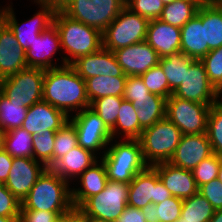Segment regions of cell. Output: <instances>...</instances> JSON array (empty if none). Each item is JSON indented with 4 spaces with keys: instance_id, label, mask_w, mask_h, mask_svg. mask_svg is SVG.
I'll list each match as a JSON object with an SVG mask.
<instances>
[{
    "instance_id": "obj_52",
    "label": "cell",
    "mask_w": 222,
    "mask_h": 222,
    "mask_svg": "<svg viewBox=\"0 0 222 222\" xmlns=\"http://www.w3.org/2000/svg\"><path fill=\"white\" fill-rule=\"evenodd\" d=\"M68 0H34L36 5L53 6L56 10H60Z\"/></svg>"
},
{
    "instance_id": "obj_8",
    "label": "cell",
    "mask_w": 222,
    "mask_h": 222,
    "mask_svg": "<svg viewBox=\"0 0 222 222\" xmlns=\"http://www.w3.org/2000/svg\"><path fill=\"white\" fill-rule=\"evenodd\" d=\"M45 70L26 68L1 79V93L10 102L23 104L27 108L43 100Z\"/></svg>"
},
{
    "instance_id": "obj_43",
    "label": "cell",
    "mask_w": 222,
    "mask_h": 222,
    "mask_svg": "<svg viewBox=\"0 0 222 222\" xmlns=\"http://www.w3.org/2000/svg\"><path fill=\"white\" fill-rule=\"evenodd\" d=\"M222 162V157L213 153L208 158L202 160L193 170V177L198 188L211 180L217 179L218 170Z\"/></svg>"
},
{
    "instance_id": "obj_44",
    "label": "cell",
    "mask_w": 222,
    "mask_h": 222,
    "mask_svg": "<svg viewBox=\"0 0 222 222\" xmlns=\"http://www.w3.org/2000/svg\"><path fill=\"white\" fill-rule=\"evenodd\" d=\"M125 3L131 11L148 20L158 19L164 8L161 0H126Z\"/></svg>"
},
{
    "instance_id": "obj_31",
    "label": "cell",
    "mask_w": 222,
    "mask_h": 222,
    "mask_svg": "<svg viewBox=\"0 0 222 222\" xmlns=\"http://www.w3.org/2000/svg\"><path fill=\"white\" fill-rule=\"evenodd\" d=\"M201 4L199 0H174L164 5L158 19L170 25L182 28L196 15Z\"/></svg>"
},
{
    "instance_id": "obj_12",
    "label": "cell",
    "mask_w": 222,
    "mask_h": 222,
    "mask_svg": "<svg viewBox=\"0 0 222 222\" xmlns=\"http://www.w3.org/2000/svg\"><path fill=\"white\" fill-rule=\"evenodd\" d=\"M172 95L200 104L214 105L222 99V95L210 83L204 64L195 60L187 70L179 87Z\"/></svg>"
},
{
    "instance_id": "obj_13",
    "label": "cell",
    "mask_w": 222,
    "mask_h": 222,
    "mask_svg": "<svg viewBox=\"0 0 222 222\" xmlns=\"http://www.w3.org/2000/svg\"><path fill=\"white\" fill-rule=\"evenodd\" d=\"M170 197L172 195L160 180L157 171L148 166L129 183L127 205L142 209L147 204H158Z\"/></svg>"
},
{
    "instance_id": "obj_41",
    "label": "cell",
    "mask_w": 222,
    "mask_h": 222,
    "mask_svg": "<svg viewBox=\"0 0 222 222\" xmlns=\"http://www.w3.org/2000/svg\"><path fill=\"white\" fill-rule=\"evenodd\" d=\"M140 77L150 93L162 96L166 99L170 97L168 79L159 64L157 66L151 67Z\"/></svg>"
},
{
    "instance_id": "obj_37",
    "label": "cell",
    "mask_w": 222,
    "mask_h": 222,
    "mask_svg": "<svg viewBox=\"0 0 222 222\" xmlns=\"http://www.w3.org/2000/svg\"><path fill=\"white\" fill-rule=\"evenodd\" d=\"M54 142L52 165L78 146L76 128L70 120L56 131Z\"/></svg>"
},
{
    "instance_id": "obj_59",
    "label": "cell",
    "mask_w": 222,
    "mask_h": 222,
    "mask_svg": "<svg viewBox=\"0 0 222 222\" xmlns=\"http://www.w3.org/2000/svg\"><path fill=\"white\" fill-rule=\"evenodd\" d=\"M217 179L222 183V162H221L219 170H218V177H217Z\"/></svg>"
},
{
    "instance_id": "obj_61",
    "label": "cell",
    "mask_w": 222,
    "mask_h": 222,
    "mask_svg": "<svg viewBox=\"0 0 222 222\" xmlns=\"http://www.w3.org/2000/svg\"><path fill=\"white\" fill-rule=\"evenodd\" d=\"M201 3H212L214 0H199Z\"/></svg>"
},
{
    "instance_id": "obj_1",
    "label": "cell",
    "mask_w": 222,
    "mask_h": 222,
    "mask_svg": "<svg viewBox=\"0 0 222 222\" xmlns=\"http://www.w3.org/2000/svg\"><path fill=\"white\" fill-rule=\"evenodd\" d=\"M43 101L63 111L68 117L90 107L86 82L71 65L45 70ZM71 113V114H70Z\"/></svg>"
},
{
    "instance_id": "obj_19",
    "label": "cell",
    "mask_w": 222,
    "mask_h": 222,
    "mask_svg": "<svg viewBox=\"0 0 222 222\" xmlns=\"http://www.w3.org/2000/svg\"><path fill=\"white\" fill-rule=\"evenodd\" d=\"M71 66L84 80L95 76H127L118 64L113 51L101 48L99 51L82 56L75 60Z\"/></svg>"
},
{
    "instance_id": "obj_14",
    "label": "cell",
    "mask_w": 222,
    "mask_h": 222,
    "mask_svg": "<svg viewBox=\"0 0 222 222\" xmlns=\"http://www.w3.org/2000/svg\"><path fill=\"white\" fill-rule=\"evenodd\" d=\"M7 13V25L12 30L19 46L26 52L35 39L50 26L53 25L56 9L53 6H38L40 9L34 13L32 18L23 21L21 24L15 17L13 3H10ZM26 25V26H25Z\"/></svg>"
},
{
    "instance_id": "obj_58",
    "label": "cell",
    "mask_w": 222,
    "mask_h": 222,
    "mask_svg": "<svg viewBox=\"0 0 222 222\" xmlns=\"http://www.w3.org/2000/svg\"><path fill=\"white\" fill-rule=\"evenodd\" d=\"M212 3L222 10V0H214Z\"/></svg>"
},
{
    "instance_id": "obj_55",
    "label": "cell",
    "mask_w": 222,
    "mask_h": 222,
    "mask_svg": "<svg viewBox=\"0 0 222 222\" xmlns=\"http://www.w3.org/2000/svg\"><path fill=\"white\" fill-rule=\"evenodd\" d=\"M209 222H222V209L215 210Z\"/></svg>"
},
{
    "instance_id": "obj_50",
    "label": "cell",
    "mask_w": 222,
    "mask_h": 222,
    "mask_svg": "<svg viewBox=\"0 0 222 222\" xmlns=\"http://www.w3.org/2000/svg\"><path fill=\"white\" fill-rule=\"evenodd\" d=\"M13 157L5 150L0 151V184H5L12 167Z\"/></svg>"
},
{
    "instance_id": "obj_27",
    "label": "cell",
    "mask_w": 222,
    "mask_h": 222,
    "mask_svg": "<svg viewBox=\"0 0 222 222\" xmlns=\"http://www.w3.org/2000/svg\"><path fill=\"white\" fill-rule=\"evenodd\" d=\"M196 15L202 20L205 45L210 50L222 46V10L213 3H202Z\"/></svg>"
},
{
    "instance_id": "obj_46",
    "label": "cell",
    "mask_w": 222,
    "mask_h": 222,
    "mask_svg": "<svg viewBox=\"0 0 222 222\" xmlns=\"http://www.w3.org/2000/svg\"><path fill=\"white\" fill-rule=\"evenodd\" d=\"M150 91L144 84L140 76H127L123 99L126 101H134L137 99L148 98Z\"/></svg>"
},
{
    "instance_id": "obj_29",
    "label": "cell",
    "mask_w": 222,
    "mask_h": 222,
    "mask_svg": "<svg viewBox=\"0 0 222 222\" xmlns=\"http://www.w3.org/2000/svg\"><path fill=\"white\" fill-rule=\"evenodd\" d=\"M127 76H95L85 80L86 94L90 104L101 97H122L125 89Z\"/></svg>"
},
{
    "instance_id": "obj_15",
    "label": "cell",
    "mask_w": 222,
    "mask_h": 222,
    "mask_svg": "<svg viewBox=\"0 0 222 222\" xmlns=\"http://www.w3.org/2000/svg\"><path fill=\"white\" fill-rule=\"evenodd\" d=\"M46 169L44 164L33 158L15 157L4 185L22 202Z\"/></svg>"
},
{
    "instance_id": "obj_2",
    "label": "cell",
    "mask_w": 222,
    "mask_h": 222,
    "mask_svg": "<svg viewBox=\"0 0 222 222\" xmlns=\"http://www.w3.org/2000/svg\"><path fill=\"white\" fill-rule=\"evenodd\" d=\"M53 24L58 30L64 54L61 60L56 58L62 62V66L71 65L78 58L95 53L103 47L100 30L70 18L61 10L56 11Z\"/></svg>"
},
{
    "instance_id": "obj_47",
    "label": "cell",
    "mask_w": 222,
    "mask_h": 222,
    "mask_svg": "<svg viewBox=\"0 0 222 222\" xmlns=\"http://www.w3.org/2000/svg\"><path fill=\"white\" fill-rule=\"evenodd\" d=\"M215 210L222 209V183L218 179L211 180L198 188Z\"/></svg>"
},
{
    "instance_id": "obj_36",
    "label": "cell",
    "mask_w": 222,
    "mask_h": 222,
    "mask_svg": "<svg viewBox=\"0 0 222 222\" xmlns=\"http://www.w3.org/2000/svg\"><path fill=\"white\" fill-rule=\"evenodd\" d=\"M28 108L23 104L10 102L0 94V128L5 132L20 128L25 120Z\"/></svg>"
},
{
    "instance_id": "obj_5",
    "label": "cell",
    "mask_w": 222,
    "mask_h": 222,
    "mask_svg": "<svg viewBox=\"0 0 222 222\" xmlns=\"http://www.w3.org/2000/svg\"><path fill=\"white\" fill-rule=\"evenodd\" d=\"M182 132L166 117L143 129L139 141L148 166L169 162L175 153Z\"/></svg>"
},
{
    "instance_id": "obj_35",
    "label": "cell",
    "mask_w": 222,
    "mask_h": 222,
    "mask_svg": "<svg viewBox=\"0 0 222 222\" xmlns=\"http://www.w3.org/2000/svg\"><path fill=\"white\" fill-rule=\"evenodd\" d=\"M4 150L13 158H33V135L22 127L7 131Z\"/></svg>"
},
{
    "instance_id": "obj_28",
    "label": "cell",
    "mask_w": 222,
    "mask_h": 222,
    "mask_svg": "<svg viewBox=\"0 0 222 222\" xmlns=\"http://www.w3.org/2000/svg\"><path fill=\"white\" fill-rule=\"evenodd\" d=\"M118 112L115 126L111 129L112 139H139L143 128L132 102L123 100Z\"/></svg>"
},
{
    "instance_id": "obj_57",
    "label": "cell",
    "mask_w": 222,
    "mask_h": 222,
    "mask_svg": "<svg viewBox=\"0 0 222 222\" xmlns=\"http://www.w3.org/2000/svg\"><path fill=\"white\" fill-rule=\"evenodd\" d=\"M6 132L0 128V151L4 150Z\"/></svg>"
},
{
    "instance_id": "obj_22",
    "label": "cell",
    "mask_w": 222,
    "mask_h": 222,
    "mask_svg": "<svg viewBox=\"0 0 222 222\" xmlns=\"http://www.w3.org/2000/svg\"><path fill=\"white\" fill-rule=\"evenodd\" d=\"M146 42L160 58L181 52V30L160 19L149 20Z\"/></svg>"
},
{
    "instance_id": "obj_16",
    "label": "cell",
    "mask_w": 222,
    "mask_h": 222,
    "mask_svg": "<svg viewBox=\"0 0 222 222\" xmlns=\"http://www.w3.org/2000/svg\"><path fill=\"white\" fill-rule=\"evenodd\" d=\"M60 49V36L57 28L53 24L47 30L43 31L26 51L27 66L29 68H39L43 70L61 67L62 65L56 63L54 58L57 51H62Z\"/></svg>"
},
{
    "instance_id": "obj_51",
    "label": "cell",
    "mask_w": 222,
    "mask_h": 222,
    "mask_svg": "<svg viewBox=\"0 0 222 222\" xmlns=\"http://www.w3.org/2000/svg\"><path fill=\"white\" fill-rule=\"evenodd\" d=\"M57 222H81V210L74 208L69 214L61 216Z\"/></svg>"
},
{
    "instance_id": "obj_42",
    "label": "cell",
    "mask_w": 222,
    "mask_h": 222,
    "mask_svg": "<svg viewBox=\"0 0 222 222\" xmlns=\"http://www.w3.org/2000/svg\"><path fill=\"white\" fill-rule=\"evenodd\" d=\"M200 61L204 64L210 83L222 95V46L211 50Z\"/></svg>"
},
{
    "instance_id": "obj_3",
    "label": "cell",
    "mask_w": 222,
    "mask_h": 222,
    "mask_svg": "<svg viewBox=\"0 0 222 222\" xmlns=\"http://www.w3.org/2000/svg\"><path fill=\"white\" fill-rule=\"evenodd\" d=\"M71 184L47 168L21 202L20 210L73 211Z\"/></svg>"
},
{
    "instance_id": "obj_21",
    "label": "cell",
    "mask_w": 222,
    "mask_h": 222,
    "mask_svg": "<svg viewBox=\"0 0 222 222\" xmlns=\"http://www.w3.org/2000/svg\"><path fill=\"white\" fill-rule=\"evenodd\" d=\"M152 167L157 171L160 180L172 196L184 200L198 193L192 170L174 166L169 162L159 163Z\"/></svg>"
},
{
    "instance_id": "obj_4",
    "label": "cell",
    "mask_w": 222,
    "mask_h": 222,
    "mask_svg": "<svg viewBox=\"0 0 222 222\" xmlns=\"http://www.w3.org/2000/svg\"><path fill=\"white\" fill-rule=\"evenodd\" d=\"M100 159L105 166L108 180L126 184L148 167L139 139H112Z\"/></svg>"
},
{
    "instance_id": "obj_20",
    "label": "cell",
    "mask_w": 222,
    "mask_h": 222,
    "mask_svg": "<svg viewBox=\"0 0 222 222\" xmlns=\"http://www.w3.org/2000/svg\"><path fill=\"white\" fill-rule=\"evenodd\" d=\"M68 120L69 117L63 111L42 100L28 108L21 127L31 135H37L46 130L56 132Z\"/></svg>"
},
{
    "instance_id": "obj_25",
    "label": "cell",
    "mask_w": 222,
    "mask_h": 222,
    "mask_svg": "<svg viewBox=\"0 0 222 222\" xmlns=\"http://www.w3.org/2000/svg\"><path fill=\"white\" fill-rule=\"evenodd\" d=\"M98 156L89 150L77 146L65 156L58 159L50 169L65 179L68 183L75 184L76 180L86 169L98 160ZM73 180V181H72Z\"/></svg>"
},
{
    "instance_id": "obj_56",
    "label": "cell",
    "mask_w": 222,
    "mask_h": 222,
    "mask_svg": "<svg viewBox=\"0 0 222 222\" xmlns=\"http://www.w3.org/2000/svg\"><path fill=\"white\" fill-rule=\"evenodd\" d=\"M0 222H19V216H0Z\"/></svg>"
},
{
    "instance_id": "obj_33",
    "label": "cell",
    "mask_w": 222,
    "mask_h": 222,
    "mask_svg": "<svg viewBox=\"0 0 222 222\" xmlns=\"http://www.w3.org/2000/svg\"><path fill=\"white\" fill-rule=\"evenodd\" d=\"M214 212L208 200L197 193L183 200L181 215L175 222H209Z\"/></svg>"
},
{
    "instance_id": "obj_48",
    "label": "cell",
    "mask_w": 222,
    "mask_h": 222,
    "mask_svg": "<svg viewBox=\"0 0 222 222\" xmlns=\"http://www.w3.org/2000/svg\"><path fill=\"white\" fill-rule=\"evenodd\" d=\"M70 212H50L41 210H20L19 222H57Z\"/></svg>"
},
{
    "instance_id": "obj_40",
    "label": "cell",
    "mask_w": 222,
    "mask_h": 222,
    "mask_svg": "<svg viewBox=\"0 0 222 222\" xmlns=\"http://www.w3.org/2000/svg\"><path fill=\"white\" fill-rule=\"evenodd\" d=\"M55 131L46 130L33 135V159L41 162L47 168L52 166Z\"/></svg>"
},
{
    "instance_id": "obj_38",
    "label": "cell",
    "mask_w": 222,
    "mask_h": 222,
    "mask_svg": "<svg viewBox=\"0 0 222 222\" xmlns=\"http://www.w3.org/2000/svg\"><path fill=\"white\" fill-rule=\"evenodd\" d=\"M206 133L212 152L222 157V99L211 106Z\"/></svg>"
},
{
    "instance_id": "obj_53",
    "label": "cell",
    "mask_w": 222,
    "mask_h": 222,
    "mask_svg": "<svg viewBox=\"0 0 222 222\" xmlns=\"http://www.w3.org/2000/svg\"><path fill=\"white\" fill-rule=\"evenodd\" d=\"M9 5H10V2L3 7L0 6V32L7 24V13L9 10Z\"/></svg>"
},
{
    "instance_id": "obj_18",
    "label": "cell",
    "mask_w": 222,
    "mask_h": 222,
    "mask_svg": "<svg viewBox=\"0 0 222 222\" xmlns=\"http://www.w3.org/2000/svg\"><path fill=\"white\" fill-rule=\"evenodd\" d=\"M213 154L207 133L183 134L169 163L193 170L202 160Z\"/></svg>"
},
{
    "instance_id": "obj_6",
    "label": "cell",
    "mask_w": 222,
    "mask_h": 222,
    "mask_svg": "<svg viewBox=\"0 0 222 222\" xmlns=\"http://www.w3.org/2000/svg\"><path fill=\"white\" fill-rule=\"evenodd\" d=\"M149 20L126 6L102 32L103 48L115 51L146 41Z\"/></svg>"
},
{
    "instance_id": "obj_17",
    "label": "cell",
    "mask_w": 222,
    "mask_h": 222,
    "mask_svg": "<svg viewBox=\"0 0 222 222\" xmlns=\"http://www.w3.org/2000/svg\"><path fill=\"white\" fill-rule=\"evenodd\" d=\"M114 54L127 76H141L151 67L157 66L160 59L146 41L117 49Z\"/></svg>"
},
{
    "instance_id": "obj_30",
    "label": "cell",
    "mask_w": 222,
    "mask_h": 222,
    "mask_svg": "<svg viewBox=\"0 0 222 222\" xmlns=\"http://www.w3.org/2000/svg\"><path fill=\"white\" fill-rule=\"evenodd\" d=\"M132 104L136 108L138 122L143 129L165 118L166 98L162 96L149 93L148 98L134 100Z\"/></svg>"
},
{
    "instance_id": "obj_7",
    "label": "cell",
    "mask_w": 222,
    "mask_h": 222,
    "mask_svg": "<svg viewBox=\"0 0 222 222\" xmlns=\"http://www.w3.org/2000/svg\"><path fill=\"white\" fill-rule=\"evenodd\" d=\"M126 0H68L60 9L70 18L103 32L126 6Z\"/></svg>"
},
{
    "instance_id": "obj_23",
    "label": "cell",
    "mask_w": 222,
    "mask_h": 222,
    "mask_svg": "<svg viewBox=\"0 0 222 222\" xmlns=\"http://www.w3.org/2000/svg\"><path fill=\"white\" fill-rule=\"evenodd\" d=\"M76 181L78 182L76 184L80 185H77L78 188H76L75 184V187L71 188V197L74 208H79L88 198L105 189L108 178L103 161L101 159L97 160Z\"/></svg>"
},
{
    "instance_id": "obj_60",
    "label": "cell",
    "mask_w": 222,
    "mask_h": 222,
    "mask_svg": "<svg viewBox=\"0 0 222 222\" xmlns=\"http://www.w3.org/2000/svg\"><path fill=\"white\" fill-rule=\"evenodd\" d=\"M161 1L163 2L164 5H166L173 2L174 0H161Z\"/></svg>"
},
{
    "instance_id": "obj_11",
    "label": "cell",
    "mask_w": 222,
    "mask_h": 222,
    "mask_svg": "<svg viewBox=\"0 0 222 222\" xmlns=\"http://www.w3.org/2000/svg\"><path fill=\"white\" fill-rule=\"evenodd\" d=\"M210 105L180 99L171 95L166 99L165 117L179 128L182 134H201L207 131Z\"/></svg>"
},
{
    "instance_id": "obj_49",
    "label": "cell",
    "mask_w": 222,
    "mask_h": 222,
    "mask_svg": "<svg viewBox=\"0 0 222 222\" xmlns=\"http://www.w3.org/2000/svg\"><path fill=\"white\" fill-rule=\"evenodd\" d=\"M114 222H147L142 209L128 206L125 208L123 213Z\"/></svg>"
},
{
    "instance_id": "obj_26",
    "label": "cell",
    "mask_w": 222,
    "mask_h": 222,
    "mask_svg": "<svg viewBox=\"0 0 222 222\" xmlns=\"http://www.w3.org/2000/svg\"><path fill=\"white\" fill-rule=\"evenodd\" d=\"M181 30V52L195 60H201L211 50L205 45L202 20L195 15Z\"/></svg>"
},
{
    "instance_id": "obj_10",
    "label": "cell",
    "mask_w": 222,
    "mask_h": 222,
    "mask_svg": "<svg viewBox=\"0 0 222 222\" xmlns=\"http://www.w3.org/2000/svg\"><path fill=\"white\" fill-rule=\"evenodd\" d=\"M69 120L76 128L78 145L101 158L112 140V133L99 115L88 107L70 116Z\"/></svg>"
},
{
    "instance_id": "obj_32",
    "label": "cell",
    "mask_w": 222,
    "mask_h": 222,
    "mask_svg": "<svg viewBox=\"0 0 222 222\" xmlns=\"http://www.w3.org/2000/svg\"><path fill=\"white\" fill-rule=\"evenodd\" d=\"M195 61L182 52L167 55L159 59V65L168 79L170 96L180 86L185 76V70Z\"/></svg>"
},
{
    "instance_id": "obj_34",
    "label": "cell",
    "mask_w": 222,
    "mask_h": 222,
    "mask_svg": "<svg viewBox=\"0 0 222 222\" xmlns=\"http://www.w3.org/2000/svg\"><path fill=\"white\" fill-rule=\"evenodd\" d=\"M183 200L172 196L158 204H147L142 208L147 222H175L181 215Z\"/></svg>"
},
{
    "instance_id": "obj_45",
    "label": "cell",
    "mask_w": 222,
    "mask_h": 222,
    "mask_svg": "<svg viewBox=\"0 0 222 222\" xmlns=\"http://www.w3.org/2000/svg\"><path fill=\"white\" fill-rule=\"evenodd\" d=\"M20 209L21 202L4 184H0V216H20Z\"/></svg>"
},
{
    "instance_id": "obj_39",
    "label": "cell",
    "mask_w": 222,
    "mask_h": 222,
    "mask_svg": "<svg viewBox=\"0 0 222 222\" xmlns=\"http://www.w3.org/2000/svg\"><path fill=\"white\" fill-rule=\"evenodd\" d=\"M123 100V97L105 96L94 100L90 104V108L99 115L101 120L111 130L115 126L118 111Z\"/></svg>"
},
{
    "instance_id": "obj_9",
    "label": "cell",
    "mask_w": 222,
    "mask_h": 222,
    "mask_svg": "<svg viewBox=\"0 0 222 222\" xmlns=\"http://www.w3.org/2000/svg\"><path fill=\"white\" fill-rule=\"evenodd\" d=\"M129 184L108 180L105 189L88 198L79 209L86 215L114 222L127 207Z\"/></svg>"
},
{
    "instance_id": "obj_54",
    "label": "cell",
    "mask_w": 222,
    "mask_h": 222,
    "mask_svg": "<svg viewBox=\"0 0 222 222\" xmlns=\"http://www.w3.org/2000/svg\"><path fill=\"white\" fill-rule=\"evenodd\" d=\"M81 222H109V221H105L103 219H98V218L86 215L81 211Z\"/></svg>"
},
{
    "instance_id": "obj_24",
    "label": "cell",
    "mask_w": 222,
    "mask_h": 222,
    "mask_svg": "<svg viewBox=\"0 0 222 222\" xmlns=\"http://www.w3.org/2000/svg\"><path fill=\"white\" fill-rule=\"evenodd\" d=\"M25 53L6 24L0 32V80L28 68Z\"/></svg>"
}]
</instances>
